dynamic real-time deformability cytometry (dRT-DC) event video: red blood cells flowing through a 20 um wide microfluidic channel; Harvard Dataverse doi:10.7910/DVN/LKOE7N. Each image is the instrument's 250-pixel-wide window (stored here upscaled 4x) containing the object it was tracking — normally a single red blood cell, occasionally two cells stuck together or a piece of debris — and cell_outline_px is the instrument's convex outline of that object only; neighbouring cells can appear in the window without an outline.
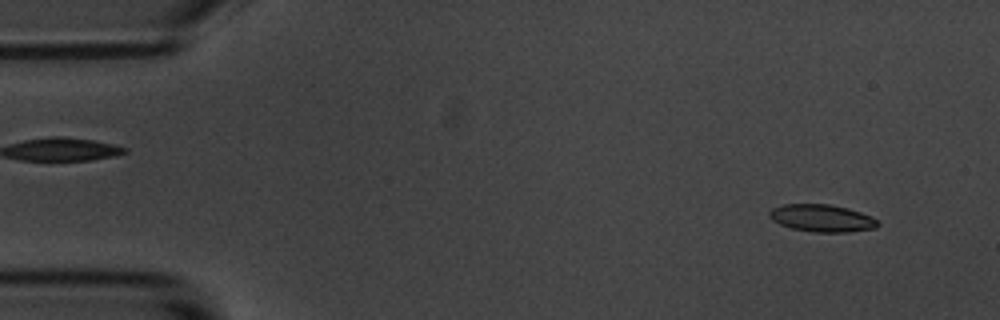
{"species": "common noctule bat (a hibernating species)", "species_latin": "Nyctalus noctula", "temperature_condition": "room temperature", "stored_images_in_passage": 57, "camera_frame_rate_fps": 3000, "um_per_image_px": 0.085, "animal": {"sex": "male", "body_mass_g": 20.1, "forearm_length_mm": 53.5}, "frame": {"image": 1, "passage_image": 4, "time_ms": 1.0, "image_size_px": [1000, 320], "cell_outline_px": [[880, 224], [876, 228], [848, 232], [816, 232], [792, 228], [780, 224], [772, 220], [768, 216], [768, 212], [772, 208], [784, 204], [828, 204], [848, 208], [872, 216]], "centroid_in_image_um": [69.86, 18.54], "position_along_channel_um": 15.1, "area_um2": 17.28}}
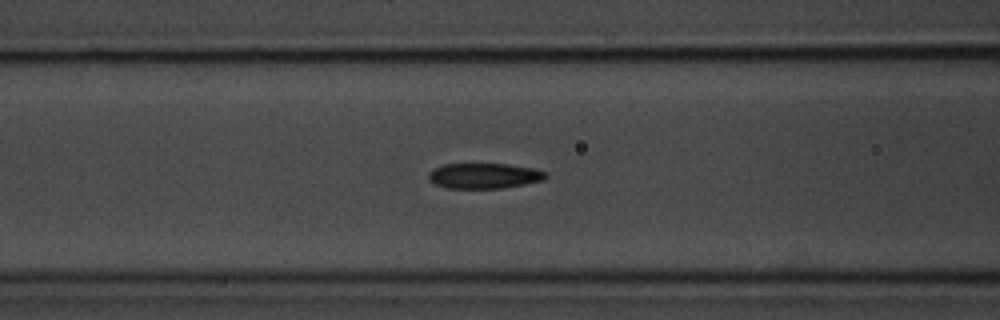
{"frame": {"image": 2, "passage_image": 22, "time_ms": 7.0, "image_size_px": [1000, 320], "cell_outline_px": [[548, 176], [544, 180], [504, 188], [448, 188], [436, 184], [428, 176], [428, 172], [432, 168], [444, 164], [508, 164], [532, 168], [544, 172]], "centroid_in_image_um": [41.14, 14.94], "position_along_channel_um": 125.5, "area_um2": 17.22}}
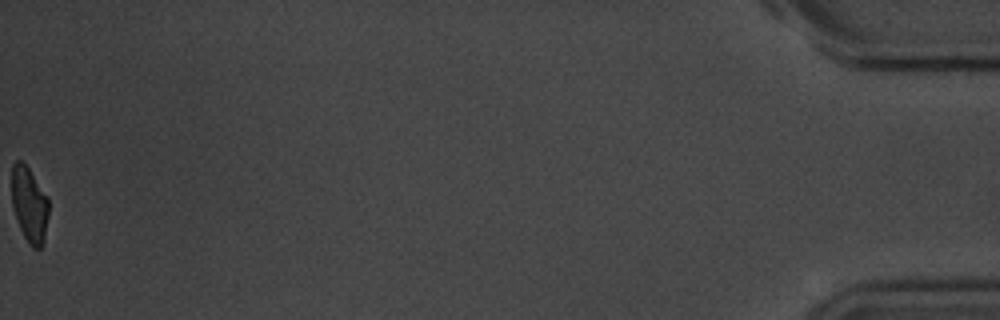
{"frame": {"image": 3, "passage_image": 57, "time_ms": 18.667, "image_size_px": [1000, 320], "cell_outline_px": [[48, 216], [44, 244], [40, 248], [32, 248], [24, 236], [20, 228], [12, 208], [12, 164], [16, 160], [20, 160], [28, 168], [48, 196]], "centroid_in_image_um": [2.5, 17.41], "position_along_channel_um": 432.7, "area_um2": 16.3}, "authors_computed_cell_mechanics": {"area_um2": 17.8024, "velocity_mm_per_s": 3.511, "shape_relaxation_time_tau1_ms": 5.1517, "shape_relaxation_time_tau2_ms": 2.687, "deformation_change_tau1": 0.1378, "deformation_change_tau2": 0.0885}}